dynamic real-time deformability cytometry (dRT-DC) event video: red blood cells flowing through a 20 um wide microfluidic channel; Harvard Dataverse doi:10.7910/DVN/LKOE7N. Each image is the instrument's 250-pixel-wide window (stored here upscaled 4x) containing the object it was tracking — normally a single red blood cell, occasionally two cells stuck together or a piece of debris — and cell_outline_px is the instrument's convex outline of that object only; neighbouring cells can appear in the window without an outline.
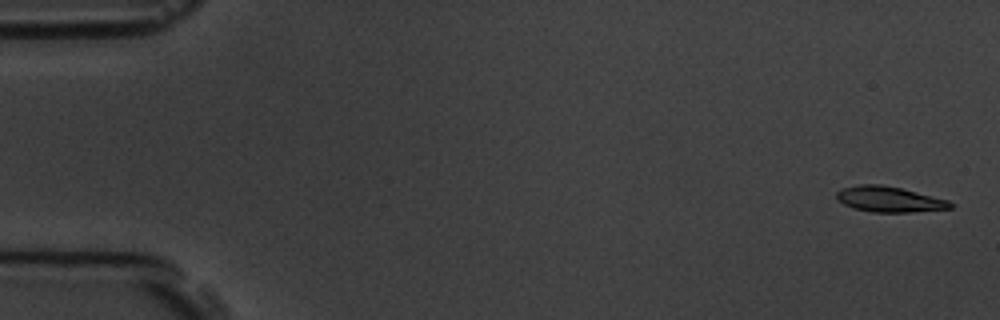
{"species": "common noctule bat (a hibernating species)", "species_latin": "Nyctalus noctula", "temperature_condition": "room temperature", "stored_images_in_passage": 4, "camera_frame_rate_fps": 3000, "um_per_image_px": 0.085, "animal": {"sex": "male", "body_mass_g": 19.5, "forearm_length_mm": 54.6}, "frame": {"image": 1, "passage_image": 1, "time_ms": 0.0, "image_size_px": [1000, 320], "cell_outline_px": [[956, 204], [952, 208], [912, 212], [872, 212], [852, 208], [836, 200], [836, 192], [844, 188], [860, 184], [880, 184], [900, 188], [948, 200]], "centroid_in_image_um": [75.58, 16.94], "position_along_channel_um": 9.4, "area_um2": 16.94}}
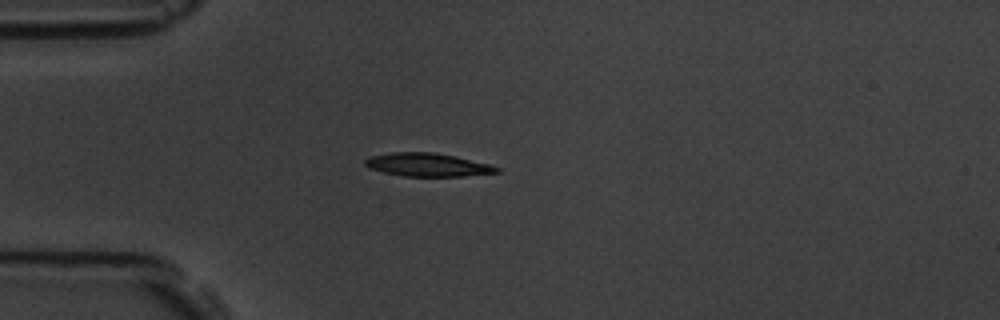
{"frame": {"image": 2, "passage_image": 4, "time_ms": 4.333, "image_size_px": [1000, 320], "cell_outline_px": [[500, 172], [464, 176], [404, 176], [384, 172], [368, 168], [364, 164], [364, 160], [368, 156], [392, 152], [432, 152], [456, 156], [488, 164], [500, 168]], "centroid_in_image_um": [36.3, 14.0], "position_along_channel_um": 48.7, "area_um2": 17.86}}